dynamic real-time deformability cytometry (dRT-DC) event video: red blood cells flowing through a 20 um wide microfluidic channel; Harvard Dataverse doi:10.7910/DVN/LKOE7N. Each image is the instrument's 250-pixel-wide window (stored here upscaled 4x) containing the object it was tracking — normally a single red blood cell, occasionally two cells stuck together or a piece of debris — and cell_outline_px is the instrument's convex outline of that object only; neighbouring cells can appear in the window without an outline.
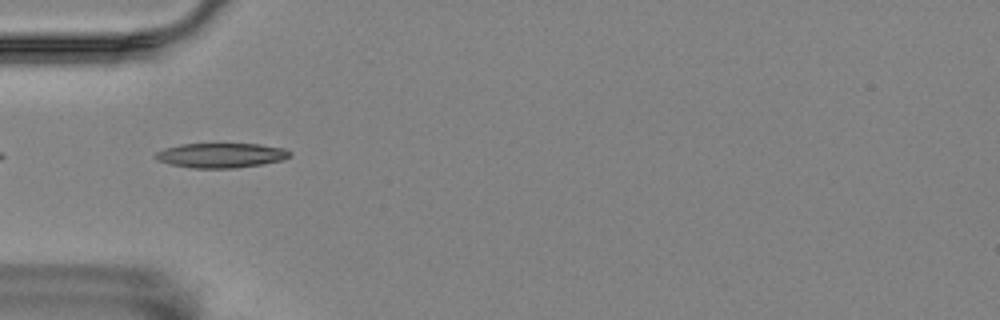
{"species": "Egyptian fruit bat (a non-hibernating species)", "species_latin": "Rousettus aegyptiacus", "temperature_condition": "room temperature", "stored_images_in_passage": 14, "camera_frame_rate_fps": 3000, "um_per_image_px": 0.085, "animal": {"sex": "female"}, "frame": {"image": 1, "passage_image": 5, "time_ms": 1.333, "image_size_px": [1000, 320], "cell_outline_px": [[292, 156], [284, 160], [264, 164], [236, 168], [192, 168], [168, 164], [156, 160], [152, 156], [156, 152], [164, 148], [180, 144], [260, 144], [284, 148], [292, 152]], "centroid_in_image_um": [18.79, 13.21], "position_along_channel_um": 66.2, "area_um2": 19.71}}
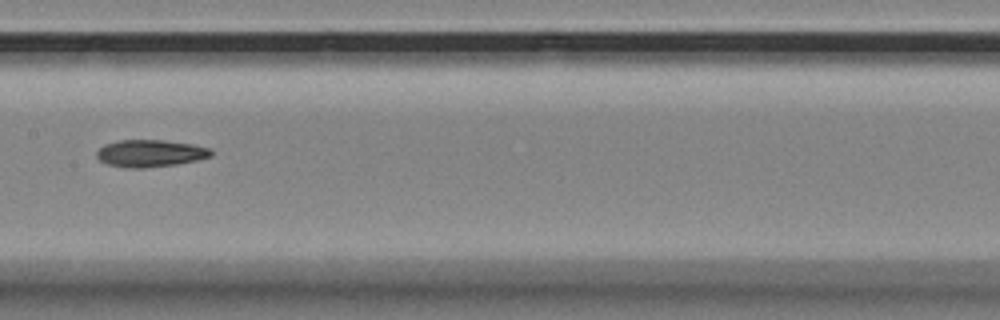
{"frame": {"image": 2, "passage_image": 8, "time_ms": 2.333, "image_size_px": [1000, 320], "cell_outline_px": [[212, 156], [196, 160], [176, 164], [144, 168], [128, 168], [108, 164], [100, 160], [96, 156], [96, 152], [104, 144], [120, 140], [164, 140], [192, 144], [208, 148], [212, 152]], "centroid_in_image_um": [12.75, 13.03], "position_along_channel_um": 194.7, "area_um2": 17.98}}
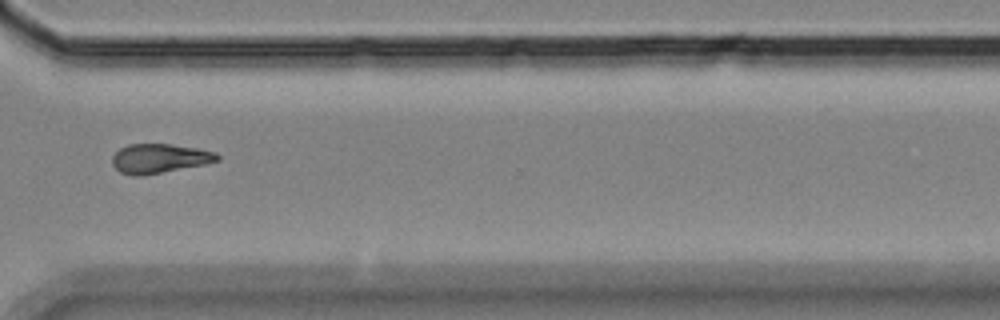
{"frame": {"image": 3, "passage_image": 12, "time_ms": 3.667, "image_size_px": [1000, 320], "cell_outline_px": [[220, 160], [204, 164], [160, 172], [136, 176], [120, 172], [112, 164], [112, 156], [120, 148], [128, 144], [172, 144], [196, 148], [216, 152], [220, 156]], "centroid_in_image_um": [13.55, 13.45], "position_along_channel_um": 357.1, "area_um2": 17.69}}